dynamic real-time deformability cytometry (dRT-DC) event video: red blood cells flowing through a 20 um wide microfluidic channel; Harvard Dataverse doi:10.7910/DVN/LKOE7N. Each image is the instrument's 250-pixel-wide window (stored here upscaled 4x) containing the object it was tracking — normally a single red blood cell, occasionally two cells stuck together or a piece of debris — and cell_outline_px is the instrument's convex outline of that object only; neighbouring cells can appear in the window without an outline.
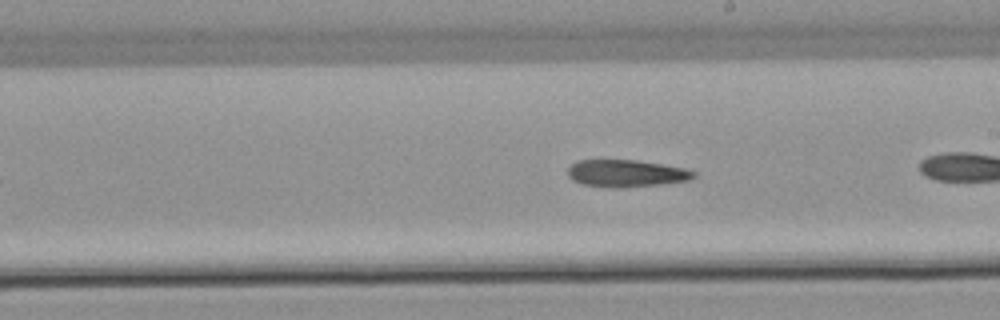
{"species": "common noctule bat (a hibernating species)", "species_latin": "Nyctalus noctula", "temperature_condition": "warm", "stored_images_in_passage": 28, "camera_frame_rate_fps": 3000, "um_per_image_px": 0.085, "animal": {"sex": "male", "body_mass_g": 21.5, "forearm_length_mm": 52.0}, "frame": {"image": 1, "passage_image": 16, "time_ms": 5.0, "image_size_px": [1000, 320], "cell_outline_px": [[696, 176], [688, 180], [660, 184], [620, 188], [612, 188], [584, 184], [572, 180], [568, 176], [568, 168], [576, 160], [636, 160], [684, 168], [696, 172]], "centroid_in_image_um": [53.2, 14.73], "position_along_channel_um": 235.8, "area_um2": 19.83}}